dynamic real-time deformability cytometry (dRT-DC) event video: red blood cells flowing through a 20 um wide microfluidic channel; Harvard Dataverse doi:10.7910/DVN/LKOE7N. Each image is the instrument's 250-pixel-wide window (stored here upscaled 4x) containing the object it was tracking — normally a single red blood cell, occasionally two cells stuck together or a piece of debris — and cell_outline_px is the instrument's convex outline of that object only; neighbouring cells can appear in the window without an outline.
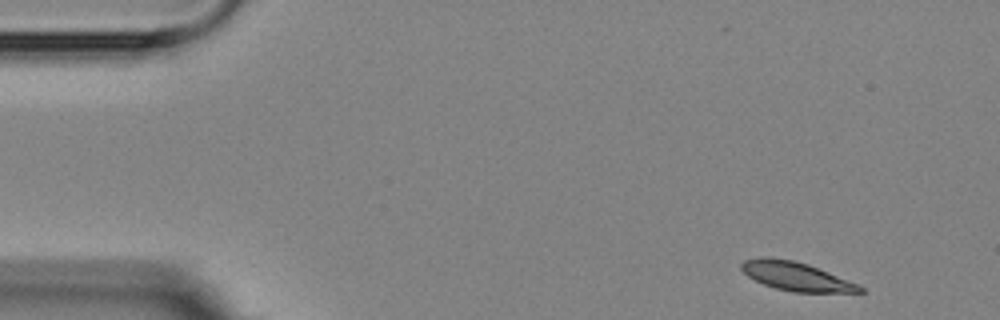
{"species": "Egyptian fruit bat (a non-hibernating species)", "species_latin": "Rousettus aegyptiacus", "temperature_condition": "room temperature", "stored_images_in_passage": 5, "camera_frame_rate_fps": 3000, "um_per_image_px": 0.085, "animal": {"sex": "female"}, "frame": {"image": 1, "passage_image": 1, "time_ms": 0.0, "image_size_px": [1000, 320], "cell_outline_px": [[864, 292], [792, 292], [776, 288], [764, 284], [748, 276], [740, 268], [740, 264], [744, 260], [760, 256], [768, 256], [792, 260], [808, 264], [860, 284], [864, 288]], "centroid_in_image_um": [67.67, 23.47], "position_along_channel_um": 17.3, "area_um2": 19.88}}
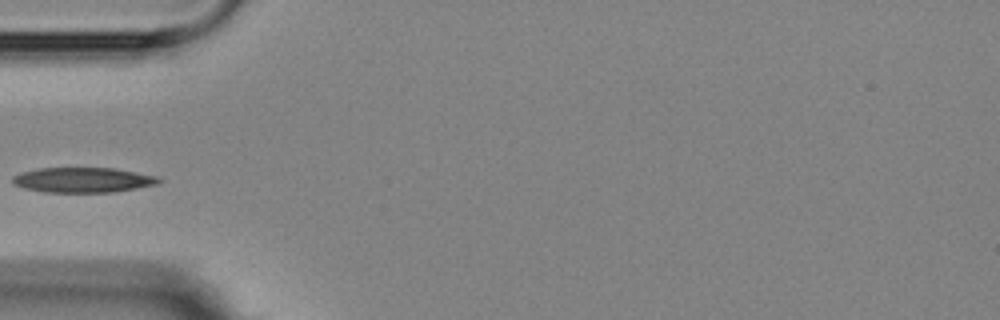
{"frame": {"image": 2, "passage_image": 4, "time_ms": 4.333, "image_size_px": [1000, 320], "cell_outline_px": [[164, 180], [160, 184], [112, 192], [44, 192], [24, 188], [12, 184], [12, 176], [20, 172], [40, 168], [112, 168], [160, 176]], "centroid_in_image_um": [7.08, 15.29], "position_along_channel_um": 77.9, "area_um2": 21.56}}
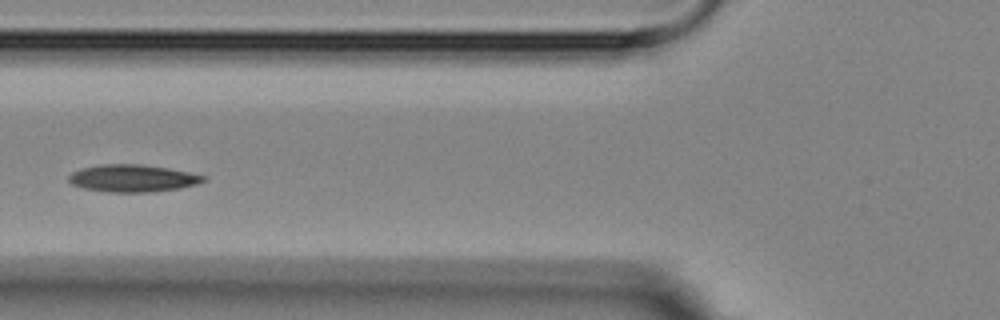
{"frame": {"image": 3, "passage_image": 5, "time_ms": 5.333, "image_size_px": [1000, 320], "cell_outline_px": [[208, 180], [196, 184], [180, 188], [156, 192], [108, 192], [84, 188], [72, 184], [68, 180], [68, 176], [72, 172], [80, 168], [100, 164], [140, 164], [168, 168], [208, 176]], "centroid_in_image_um": [11.29, 15.15], "position_along_channel_um": 114.5, "area_um2": 21.62}}